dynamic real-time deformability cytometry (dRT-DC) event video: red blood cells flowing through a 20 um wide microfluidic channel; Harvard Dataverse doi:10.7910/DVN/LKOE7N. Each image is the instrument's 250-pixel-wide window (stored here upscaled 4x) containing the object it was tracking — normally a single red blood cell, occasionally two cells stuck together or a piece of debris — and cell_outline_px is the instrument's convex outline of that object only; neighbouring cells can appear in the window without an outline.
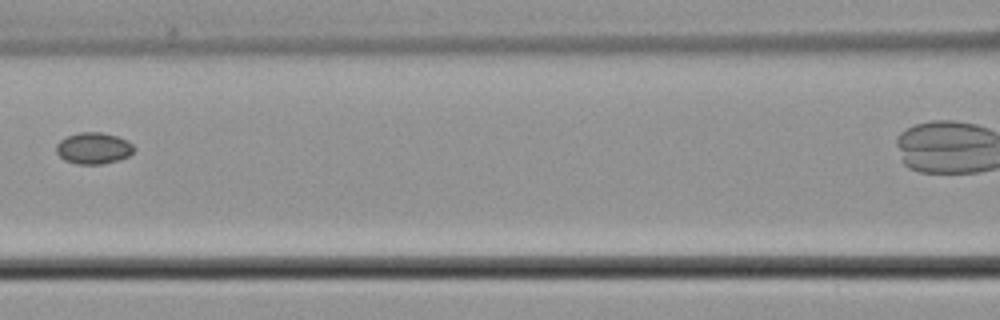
{"species": "common noctule bat (a hibernating species)", "species_latin": "Nyctalus noctula", "temperature_condition": "cold", "stored_images_in_passage": 6, "camera_frame_rate_fps": 3000, "um_per_image_px": 0.085, "animal": {"sex": "male", "body_mass_g": 21.5, "forearm_length_mm": 52.0}, "frame": {"image": 1, "passage_image": 5, "time_ms": 4.667, "image_size_px": [1000, 320], "cell_outline_px": [[136, 148], [128, 156], [116, 160], [100, 164], [76, 164], [64, 160], [56, 152], [56, 144], [60, 140], [68, 136], [80, 132], [100, 132], [116, 136], [128, 140]], "centroid_in_image_um": [7.94, 12.59], "position_along_channel_um": 158.7, "area_um2": 14.16}}